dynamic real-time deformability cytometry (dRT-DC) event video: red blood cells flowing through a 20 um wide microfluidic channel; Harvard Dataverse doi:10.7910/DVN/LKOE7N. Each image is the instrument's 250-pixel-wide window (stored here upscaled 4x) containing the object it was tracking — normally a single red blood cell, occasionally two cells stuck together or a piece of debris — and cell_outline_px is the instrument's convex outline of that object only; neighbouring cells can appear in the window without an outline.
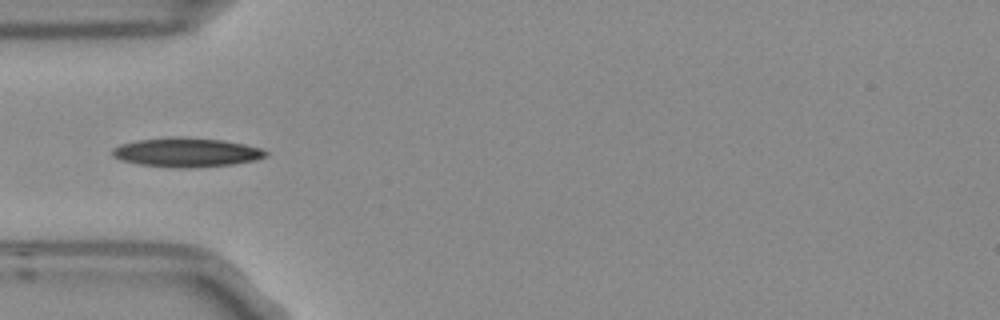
{"species": "Egyptian fruit bat (a non-hibernating species)", "species_latin": "Rousettus aegyptiacus", "temperature_condition": "room temperature", "stored_images_in_passage": 9, "camera_frame_rate_fps": 3000, "um_per_image_px": 0.085, "frame": {"image": 1, "passage_image": 4, "time_ms": 1.0, "image_size_px": [1000, 320], "cell_outline_px": [[268, 156], [256, 160], [232, 164], [140, 164], [124, 160], [112, 156], [112, 148], [120, 144], [136, 140], [172, 136], [180, 136], [224, 140], [244, 144], [260, 148], [268, 152]], "centroid_in_image_um": [15.87, 12.87], "position_along_channel_um": 69.1, "area_um2": 24.68}}
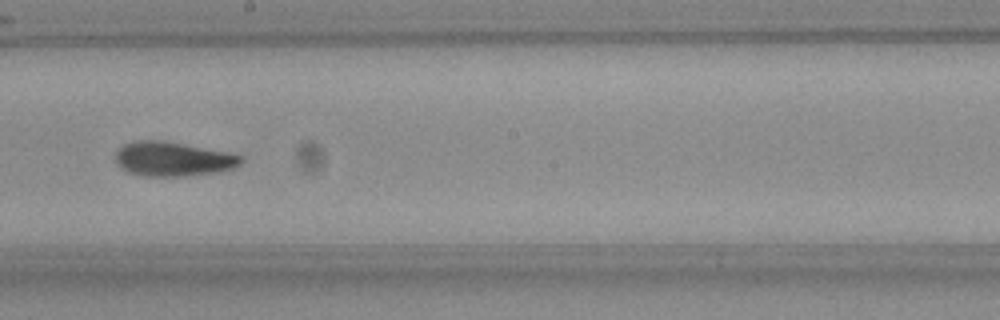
{"frame": {"image": 2, "passage_image": 8, "time_ms": 2.333, "image_size_px": [1000, 320], "cell_outline_px": [[244, 160], [240, 164], [232, 168], [220, 172], [184, 176], [144, 176], [128, 172], [116, 164], [116, 152], [124, 144], [140, 140], [160, 140], [228, 152], [244, 156]], "centroid_in_image_um": [14.72, 13.52], "position_along_channel_um": 233.5, "area_um2": 25.09}}
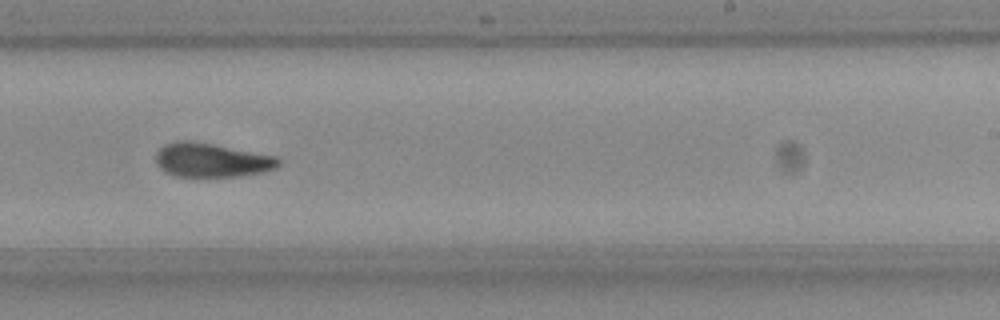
{"frame": {"image": 3, "passage_image": 9, "time_ms": 2.667, "image_size_px": [1000, 320], "cell_outline_px": [[280, 164], [276, 168], [264, 172], [240, 176], [172, 176], [164, 172], [156, 164], [156, 152], [164, 144], [176, 140], [192, 140], [276, 156], [280, 160]], "centroid_in_image_um": [17.95, 13.6], "position_along_channel_um": 271.0, "area_um2": 24.51}}